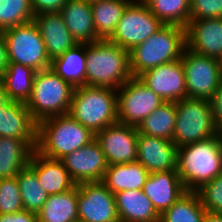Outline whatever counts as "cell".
Listing matches in <instances>:
<instances>
[{"mask_svg":"<svg viewBox=\"0 0 222 222\" xmlns=\"http://www.w3.org/2000/svg\"><path fill=\"white\" fill-rule=\"evenodd\" d=\"M178 176L185 191L196 192L222 174V141L212 138L178 147Z\"/></svg>","mask_w":222,"mask_h":222,"instance_id":"cell-1","label":"cell"},{"mask_svg":"<svg viewBox=\"0 0 222 222\" xmlns=\"http://www.w3.org/2000/svg\"><path fill=\"white\" fill-rule=\"evenodd\" d=\"M132 78L129 51L109 39L86 44V85L118 89Z\"/></svg>","mask_w":222,"mask_h":222,"instance_id":"cell-2","label":"cell"},{"mask_svg":"<svg viewBox=\"0 0 222 222\" xmlns=\"http://www.w3.org/2000/svg\"><path fill=\"white\" fill-rule=\"evenodd\" d=\"M94 139L95 134L69 114L53 116L37 124L36 151L45 157L61 160Z\"/></svg>","mask_w":222,"mask_h":222,"instance_id":"cell-3","label":"cell"},{"mask_svg":"<svg viewBox=\"0 0 222 222\" xmlns=\"http://www.w3.org/2000/svg\"><path fill=\"white\" fill-rule=\"evenodd\" d=\"M185 47V27L163 25L129 51L132 77H138L151 68L181 59Z\"/></svg>","mask_w":222,"mask_h":222,"instance_id":"cell-4","label":"cell"},{"mask_svg":"<svg viewBox=\"0 0 222 222\" xmlns=\"http://www.w3.org/2000/svg\"><path fill=\"white\" fill-rule=\"evenodd\" d=\"M68 114L96 134L118 121L117 90L87 85L76 87Z\"/></svg>","mask_w":222,"mask_h":222,"instance_id":"cell-5","label":"cell"},{"mask_svg":"<svg viewBox=\"0 0 222 222\" xmlns=\"http://www.w3.org/2000/svg\"><path fill=\"white\" fill-rule=\"evenodd\" d=\"M74 87L52 69L36 71L30 98L25 103L32 119L40 121L68 114Z\"/></svg>","mask_w":222,"mask_h":222,"instance_id":"cell-6","label":"cell"},{"mask_svg":"<svg viewBox=\"0 0 222 222\" xmlns=\"http://www.w3.org/2000/svg\"><path fill=\"white\" fill-rule=\"evenodd\" d=\"M218 134L209 100L185 97L176 102L172 142L181 147Z\"/></svg>","mask_w":222,"mask_h":222,"instance_id":"cell-7","label":"cell"},{"mask_svg":"<svg viewBox=\"0 0 222 222\" xmlns=\"http://www.w3.org/2000/svg\"><path fill=\"white\" fill-rule=\"evenodd\" d=\"M9 63H18L41 71L51 66L45 44L36 24L31 21L3 30Z\"/></svg>","mask_w":222,"mask_h":222,"instance_id":"cell-8","label":"cell"},{"mask_svg":"<svg viewBox=\"0 0 222 222\" xmlns=\"http://www.w3.org/2000/svg\"><path fill=\"white\" fill-rule=\"evenodd\" d=\"M163 25L142 0H133L126 7L109 40L130 51L152 36Z\"/></svg>","mask_w":222,"mask_h":222,"instance_id":"cell-9","label":"cell"},{"mask_svg":"<svg viewBox=\"0 0 222 222\" xmlns=\"http://www.w3.org/2000/svg\"><path fill=\"white\" fill-rule=\"evenodd\" d=\"M187 97L211 100L222 79L220 60L190 51L181 56Z\"/></svg>","mask_w":222,"mask_h":222,"instance_id":"cell-10","label":"cell"},{"mask_svg":"<svg viewBox=\"0 0 222 222\" xmlns=\"http://www.w3.org/2000/svg\"><path fill=\"white\" fill-rule=\"evenodd\" d=\"M164 102L138 77H132L117 89L118 122L138 127L146 117Z\"/></svg>","mask_w":222,"mask_h":222,"instance_id":"cell-11","label":"cell"},{"mask_svg":"<svg viewBox=\"0 0 222 222\" xmlns=\"http://www.w3.org/2000/svg\"><path fill=\"white\" fill-rule=\"evenodd\" d=\"M78 222H120L114 194L102 182L78 184Z\"/></svg>","mask_w":222,"mask_h":222,"instance_id":"cell-12","label":"cell"},{"mask_svg":"<svg viewBox=\"0 0 222 222\" xmlns=\"http://www.w3.org/2000/svg\"><path fill=\"white\" fill-rule=\"evenodd\" d=\"M137 127L115 122L95 134L108 165L137 161Z\"/></svg>","mask_w":222,"mask_h":222,"instance_id":"cell-13","label":"cell"},{"mask_svg":"<svg viewBox=\"0 0 222 222\" xmlns=\"http://www.w3.org/2000/svg\"><path fill=\"white\" fill-rule=\"evenodd\" d=\"M138 78L165 102H177L187 97L181 59L144 71Z\"/></svg>","mask_w":222,"mask_h":222,"instance_id":"cell-14","label":"cell"},{"mask_svg":"<svg viewBox=\"0 0 222 222\" xmlns=\"http://www.w3.org/2000/svg\"><path fill=\"white\" fill-rule=\"evenodd\" d=\"M61 161L76 184L101 182L108 168L105 155L95 139L66 155Z\"/></svg>","mask_w":222,"mask_h":222,"instance_id":"cell-15","label":"cell"},{"mask_svg":"<svg viewBox=\"0 0 222 222\" xmlns=\"http://www.w3.org/2000/svg\"><path fill=\"white\" fill-rule=\"evenodd\" d=\"M186 48L192 52L222 58V18L189 20L185 27Z\"/></svg>","mask_w":222,"mask_h":222,"instance_id":"cell-16","label":"cell"},{"mask_svg":"<svg viewBox=\"0 0 222 222\" xmlns=\"http://www.w3.org/2000/svg\"><path fill=\"white\" fill-rule=\"evenodd\" d=\"M178 147L169 140L138 132L137 161L149 173L176 171Z\"/></svg>","mask_w":222,"mask_h":222,"instance_id":"cell-17","label":"cell"},{"mask_svg":"<svg viewBox=\"0 0 222 222\" xmlns=\"http://www.w3.org/2000/svg\"><path fill=\"white\" fill-rule=\"evenodd\" d=\"M0 137L22 139L36 150L37 123L25 103L10 101L0 108Z\"/></svg>","mask_w":222,"mask_h":222,"instance_id":"cell-18","label":"cell"},{"mask_svg":"<svg viewBox=\"0 0 222 222\" xmlns=\"http://www.w3.org/2000/svg\"><path fill=\"white\" fill-rule=\"evenodd\" d=\"M33 22L39 29L51 61L78 44L59 12L39 13L34 15Z\"/></svg>","mask_w":222,"mask_h":222,"instance_id":"cell-19","label":"cell"},{"mask_svg":"<svg viewBox=\"0 0 222 222\" xmlns=\"http://www.w3.org/2000/svg\"><path fill=\"white\" fill-rule=\"evenodd\" d=\"M142 191L160 215L186 192L177 171L149 173Z\"/></svg>","mask_w":222,"mask_h":222,"instance_id":"cell-20","label":"cell"},{"mask_svg":"<svg viewBox=\"0 0 222 222\" xmlns=\"http://www.w3.org/2000/svg\"><path fill=\"white\" fill-rule=\"evenodd\" d=\"M28 166L37 174L41 187L49 196L67 192L77 185L61 160L45 157L36 150Z\"/></svg>","mask_w":222,"mask_h":222,"instance_id":"cell-21","label":"cell"},{"mask_svg":"<svg viewBox=\"0 0 222 222\" xmlns=\"http://www.w3.org/2000/svg\"><path fill=\"white\" fill-rule=\"evenodd\" d=\"M59 13L77 43L89 44L100 40L93 23L91 3L84 0H67Z\"/></svg>","mask_w":222,"mask_h":222,"instance_id":"cell-22","label":"cell"},{"mask_svg":"<svg viewBox=\"0 0 222 222\" xmlns=\"http://www.w3.org/2000/svg\"><path fill=\"white\" fill-rule=\"evenodd\" d=\"M120 222H159L160 214L142 189L114 194Z\"/></svg>","mask_w":222,"mask_h":222,"instance_id":"cell-23","label":"cell"},{"mask_svg":"<svg viewBox=\"0 0 222 222\" xmlns=\"http://www.w3.org/2000/svg\"><path fill=\"white\" fill-rule=\"evenodd\" d=\"M148 170L138 161L108 165L102 183L113 193L142 189Z\"/></svg>","mask_w":222,"mask_h":222,"instance_id":"cell-24","label":"cell"},{"mask_svg":"<svg viewBox=\"0 0 222 222\" xmlns=\"http://www.w3.org/2000/svg\"><path fill=\"white\" fill-rule=\"evenodd\" d=\"M51 69L74 88L86 85V44H76L51 61Z\"/></svg>","mask_w":222,"mask_h":222,"instance_id":"cell-25","label":"cell"},{"mask_svg":"<svg viewBox=\"0 0 222 222\" xmlns=\"http://www.w3.org/2000/svg\"><path fill=\"white\" fill-rule=\"evenodd\" d=\"M33 151L22 139L0 137V179L16 177L29 165Z\"/></svg>","mask_w":222,"mask_h":222,"instance_id":"cell-26","label":"cell"},{"mask_svg":"<svg viewBox=\"0 0 222 222\" xmlns=\"http://www.w3.org/2000/svg\"><path fill=\"white\" fill-rule=\"evenodd\" d=\"M78 184L71 190L48 196L37 213L38 222H78Z\"/></svg>","mask_w":222,"mask_h":222,"instance_id":"cell-27","label":"cell"},{"mask_svg":"<svg viewBox=\"0 0 222 222\" xmlns=\"http://www.w3.org/2000/svg\"><path fill=\"white\" fill-rule=\"evenodd\" d=\"M133 0H100L91 3L93 23L100 39H109L115 32L126 7Z\"/></svg>","mask_w":222,"mask_h":222,"instance_id":"cell-28","label":"cell"},{"mask_svg":"<svg viewBox=\"0 0 222 222\" xmlns=\"http://www.w3.org/2000/svg\"><path fill=\"white\" fill-rule=\"evenodd\" d=\"M35 73L36 70L32 67L18 63L8 64L0 77L11 101L27 102L32 92Z\"/></svg>","mask_w":222,"mask_h":222,"instance_id":"cell-29","label":"cell"},{"mask_svg":"<svg viewBox=\"0 0 222 222\" xmlns=\"http://www.w3.org/2000/svg\"><path fill=\"white\" fill-rule=\"evenodd\" d=\"M176 122V102H164L137 127L139 133L172 141Z\"/></svg>","mask_w":222,"mask_h":222,"instance_id":"cell-30","label":"cell"},{"mask_svg":"<svg viewBox=\"0 0 222 222\" xmlns=\"http://www.w3.org/2000/svg\"><path fill=\"white\" fill-rule=\"evenodd\" d=\"M206 213L198 193L186 191L160 215L159 222H203Z\"/></svg>","mask_w":222,"mask_h":222,"instance_id":"cell-31","label":"cell"},{"mask_svg":"<svg viewBox=\"0 0 222 222\" xmlns=\"http://www.w3.org/2000/svg\"><path fill=\"white\" fill-rule=\"evenodd\" d=\"M164 25L186 27L190 20V0H142Z\"/></svg>","mask_w":222,"mask_h":222,"instance_id":"cell-32","label":"cell"},{"mask_svg":"<svg viewBox=\"0 0 222 222\" xmlns=\"http://www.w3.org/2000/svg\"><path fill=\"white\" fill-rule=\"evenodd\" d=\"M17 180L20 187L23 209L37 214L49 196L41 187L37 174L27 166L18 173Z\"/></svg>","mask_w":222,"mask_h":222,"instance_id":"cell-33","label":"cell"},{"mask_svg":"<svg viewBox=\"0 0 222 222\" xmlns=\"http://www.w3.org/2000/svg\"><path fill=\"white\" fill-rule=\"evenodd\" d=\"M30 0H0V30L33 21Z\"/></svg>","mask_w":222,"mask_h":222,"instance_id":"cell-34","label":"cell"},{"mask_svg":"<svg viewBox=\"0 0 222 222\" xmlns=\"http://www.w3.org/2000/svg\"><path fill=\"white\" fill-rule=\"evenodd\" d=\"M21 210H23V203L17 176L0 179V214Z\"/></svg>","mask_w":222,"mask_h":222,"instance_id":"cell-35","label":"cell"},{"mask_svg":"<svg viewBox=\"0 0 222 222\" xmlns=\"http://www.w3.org/2000/svg\"><path fill=\"white\" fill-rule=\"evenodd\" d=\"M207 212L222 214V174L196 191Z\"/></svg>","mask_w":222,"mask_h":222,"instance_id":"cell-36","label":"cell"},{"mask_svg":"<svg viewBox=\"0 0 222 222\" xmlns=\"http://www.w3.org/2000/svg\"><path fill=\"white\" fill-rule=\"evenodd\" d=\"M222 18V0H190V20Z\"/></svg>","mask_w":222,"mask_h":222,"instance_id":"cell-37","label":"cell"},{"mask_svg":"<svg viewBox=\"0 0 222 222\" xmlns=\"http://www.w3.org/2000/svg\"><path fill=\"white\" fill-rule=\"evenodd\" d=\"M34 14L59 12L67 0H30Z\"/></svg>","mask_w":222,"mask_h":222,"instance_id":"cell-38","label":"cell"},{"mask_svg":"<svg viewBox=\"0 0 222 222\" xmlns=\"http://www.w3.org/2000/svg\"><path fill=\"white\" fill-rule=\"evenodd\" d=\"M213 121L217 129L222 126V79L219 83V87L210 100Z\"/></svg>","mask_w":222,"mask_h":222,"instance_id":"cell-39","label":"cell"},{"mask_svg":"<svg viewBox=\"0 0 222 222\" xmlns=\"http://www.w3.org/2000/svg\"><path fill=\"white\" fill-rule=\"evenodd\" d=\"M0 222H38L36 213L24 209L15 213L0 214Z\"/></svg>","mask_w":222,"mask_h":222,"instance_id":"cell-40","label":"cell"},{"mask_svg":"<svg viewBox=\"0 0 222 222\" xmlns=\"http://www.w3.org/2000/svg\"><path fill=\"white\" fill-rule=\"evenodd\" d=\"M9 64L7 45L3 30H0V75L7 69Z\"/></svg>","mask_w":222,"mask_h":222,"instance_id":"cell-41","label":"cell"},{"mask_svg":"<svg viewBox=\"0 0 222 222\" xmlns=\"http://www.w3.org/2000/svg\"><path fill=\"white\" fill-rule=\"evenodd\" d=\"M11 100L9 99L8 97V94L4 88V84L2 82V79L0 77V108L3 106V105H6L10 102Z\"/></svg>","mask_w":222,"mask_h":222,"instance_id":"cell-42","label":"cell"},{"mask_svg":"<svg viewBox=\"0 0 222 222\" xmlns=\"http://www.w3.org/2000/svg\"><path fill=\"white\" fill-rule=\"evenodd\" d=\"M203 222H222V214L207 212Z\"/></svg>","mask_w":222,"mask_h":222,"instance_id":"cell-43","label":"cell"},{"mask_svg":"<svg viewBox=\"0 0 222 222\" xmlns=\"http://www.w3.org/2000/svg\"><path fill=\"white\" fill-rule=\"evenodd\" d=\"M218 134L220 135L221 141H222V126L218 129Z\"/></svg>","mask_w":222,"mask_h":222,"instance_id":"cell-44","label":"cell"},{"mask_svg":"<svg viewBox=\"0 0 222 222\" xmlns=\"http://www.w3.org/2000/svg\"><path fill=\"white\" fill-rule=\"evenodd\" d=\"M85 2H89V3H92V2H96V1H100V0H84Z\"/></svg>","mask_w":222,"mask_h":222,"instance_id":"cell-45","label":"cell"},{"mask_svg":"<svg viewBox=\"0 0 222 222\" xmlns=\"http://www.w3.org/2000/svg\"><path fill=\"white\" fill-rule=\"evenodd\" d=\"M221 71H222V58L220 59Z\"/></svg>","mask_w":222,"mask_h":222,"instance_id":"cell-46","label":"cell"}]
</instances>
